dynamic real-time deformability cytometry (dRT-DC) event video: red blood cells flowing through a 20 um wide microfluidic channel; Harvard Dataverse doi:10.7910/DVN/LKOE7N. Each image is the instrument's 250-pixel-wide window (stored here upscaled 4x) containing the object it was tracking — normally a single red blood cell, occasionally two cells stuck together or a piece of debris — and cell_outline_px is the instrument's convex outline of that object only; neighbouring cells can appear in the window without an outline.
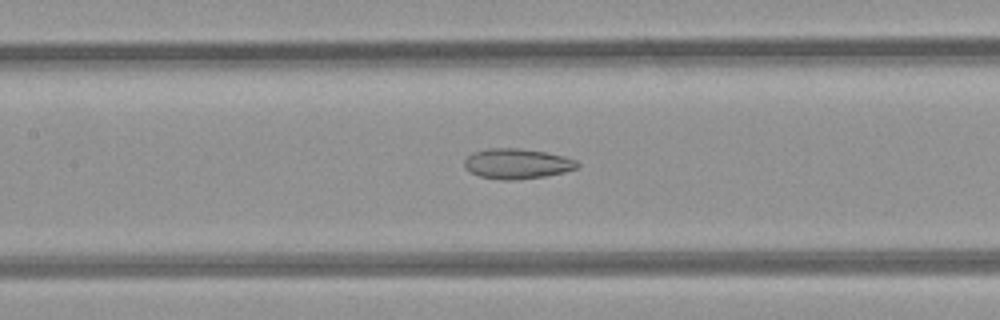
{"species": "common noctule bat (a hibernating species)", "species_latin": "Nyctalus noctula", "temperature_condition": "room temperature", "stored_images_in_passage": 36, "camera_frame_rate_fps": 3000, "um_per_image_px": 0.085, "animal": {"sex": "female", "body_mass_g": 21.9}, "frame": {"image": 1, "passage_image": 19, "time_ms": 6.0, "image_size_px": [1000, 320], "cell_outline_px": [[580, 164], [576, 168], [564, 172], [544, 176], [512, 180], [504, 180], [480, 176], [464, 168], [464, 160], [472, 152], [488, 148], [520, 148], [544, 152], [564, 156], [576, 160]], "centroid_in_image_um": [43.93, 13.9], "position_along_channel_um": 163.5, "area_um2": 19.77}}
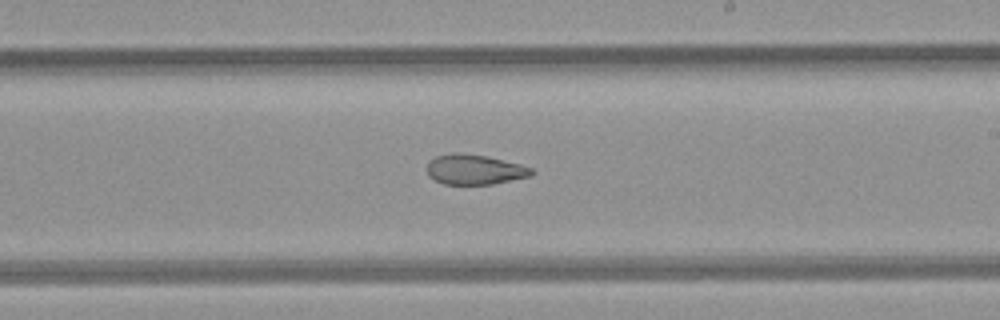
{"frame": {"image": 2, "passage_image": 25, "time_ms": 8.0, "image_size_px": [1000, 320], "cell_outline_px": [[532, 176], [492, 184], [444, 184], [428, 176], [428, 160], [436, 156], [452, 152], [460, 152], [488, 156], [520, 164], [532, 168]], "centroid_in_image_um": [40.33, 14.39], "position_along_channel_um": 248.7, "area_um2": 18.38}}
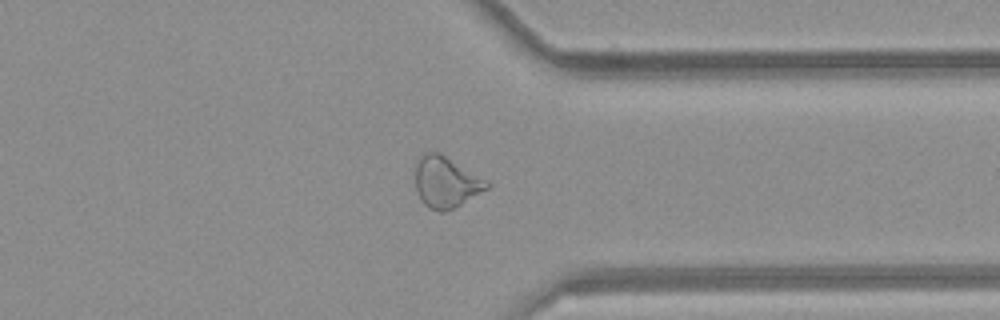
{"frame": {"image": 3, "passage_image": 34, "time_ms": 11.0, "image_size_px": [1000, 320], "cell_outline_px": [[492, 184], [488, 188], [460, 204], [444, 212], [440, 212], [428, 208], [420, 200], [416, 188], [416, 160], [424, 152], [440, 152], [488, 180]], "centroid_in_image_um": [37.9, 15.46], "position_along_channel_um": 373.5, "area_um2": 21.39}}